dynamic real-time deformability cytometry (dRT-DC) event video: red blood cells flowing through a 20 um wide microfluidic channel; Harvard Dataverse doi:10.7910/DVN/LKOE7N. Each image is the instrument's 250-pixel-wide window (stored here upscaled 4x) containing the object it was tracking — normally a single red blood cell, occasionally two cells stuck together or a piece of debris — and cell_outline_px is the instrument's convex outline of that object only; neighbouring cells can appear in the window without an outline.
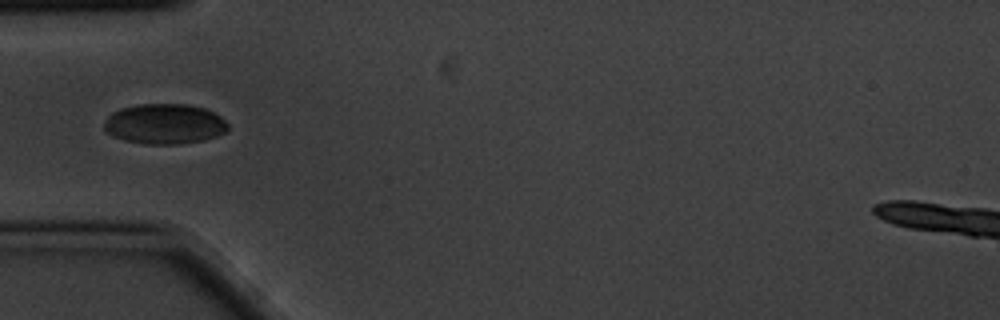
{"species": "common noctule bat (a hibernating species)", "species_latin": "Nyctalus noctula", "temperature_condition": "cold", "stored_images_in_passage": 7, "camera_frame_rate_fps": 3000, "um_per_image_px": 0.085, "animal": {"sex": "male", "body_mass_g": 20.1, "forearm_length_mm": 53.5}, "frame": {"image": 1, "passage_image": 3, "time_ms": 0.667, "image_size_px": [1000, 320], "cell_outline_px": [[228, 128], [224, 132], [216, 136], [204, 140], [180, 144], [144, 144], [124, 140], [112, 136], [104, 132], [104, 124], [108, 116], [112, 112], [120, 108], [140, 104], [184, 104], [204, 108], [220, 116], [228, 124]], "centroid_in_image_um": [13.95, 10.54], "position_along_channel_um": 71.0, "area_um2": 29.07}}